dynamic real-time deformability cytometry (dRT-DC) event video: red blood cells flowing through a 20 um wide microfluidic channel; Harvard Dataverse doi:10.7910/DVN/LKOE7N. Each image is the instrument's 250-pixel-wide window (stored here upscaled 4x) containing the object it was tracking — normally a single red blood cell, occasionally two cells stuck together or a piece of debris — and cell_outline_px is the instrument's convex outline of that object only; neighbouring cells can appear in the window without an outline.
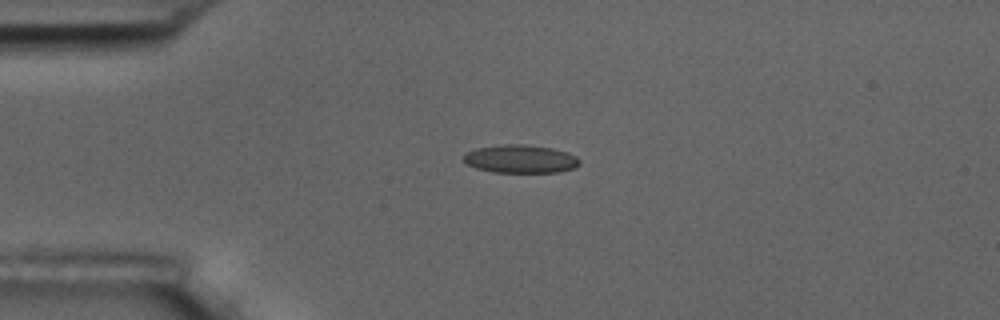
{"species": "common noctule bat (a hibernating species)", "species_latin": "Nyctalus noctula", "temperature_condition": "room temperature", "stored_images_in_passage": 9, "camera_frame_rate_fps": 3000, "um_per_image_px": 0.085, "animal": {"sex": "male", "body_mass_g": 17.5, "forearm_length_mm": 52.3}, "frame": {"image": 1, "passage_image": 2, "time_ms": 1.0, "image_size_px": [1000, 320], "cell_outline_px": [[580, 164], [576, 168], [560, 172], [492, 172], [476, 168], [468, 164], [464, 160], [464, 156], [468, 152], [476, 148], [504, 144], [524, 144], [552, 148], [568, 152], [576, 156], [580, 160]], "centroid_in_image_um": [44.3, 13.51], "position_along_channel_um": 40.7, "area_um2": 19.07}}
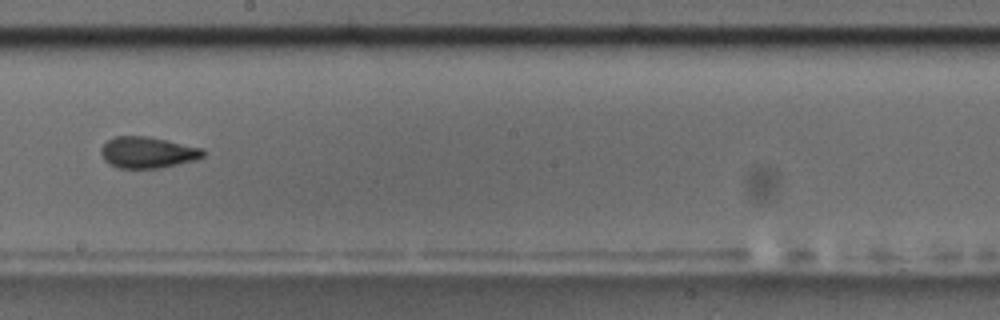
{"frame": {"image": 2, "passage_image": 7, "time_ms": 7.0, "image_size_px": [1000, 320], "cell_outline_px": [[204, 156], [196, 160], [160, 168], [120, 168], [108, 164], [104, 160], [100, 152], [100, 148], [108, 140], [116, 136], [148, 136], [168, 140], [204, 148]], "centroid_in_image_um": [12.55, 12.95], "position_along_channel_um": 235.6, "area_um2": 18.79}}
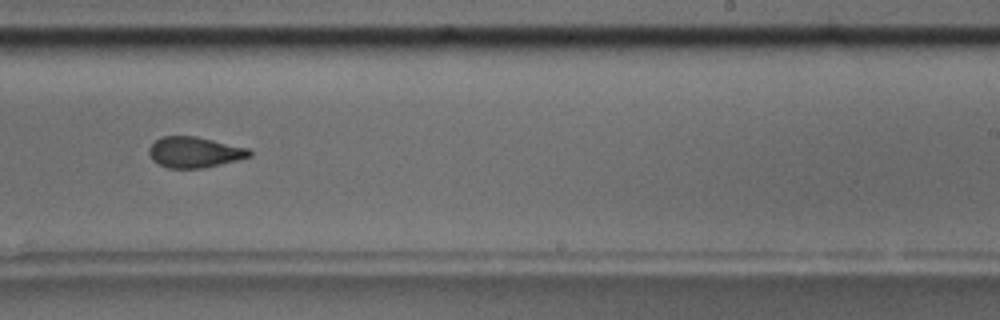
{"frame": {"image": 3, "passage_image": 8, "time_ms": 8.0, "image_size_px": [1000, 320], "cell_outline_px": [[252, 156], [204, 168], [168, 168], [152, 160], [148, 152], [148, 148], [156, 140], [164, 136], [196, 136], [248, 148], [252, 152]], "centroid_in_image_um": [16.53, 12.94], "position_along_channel_um": 272.5, "area_um2": 17.92}}